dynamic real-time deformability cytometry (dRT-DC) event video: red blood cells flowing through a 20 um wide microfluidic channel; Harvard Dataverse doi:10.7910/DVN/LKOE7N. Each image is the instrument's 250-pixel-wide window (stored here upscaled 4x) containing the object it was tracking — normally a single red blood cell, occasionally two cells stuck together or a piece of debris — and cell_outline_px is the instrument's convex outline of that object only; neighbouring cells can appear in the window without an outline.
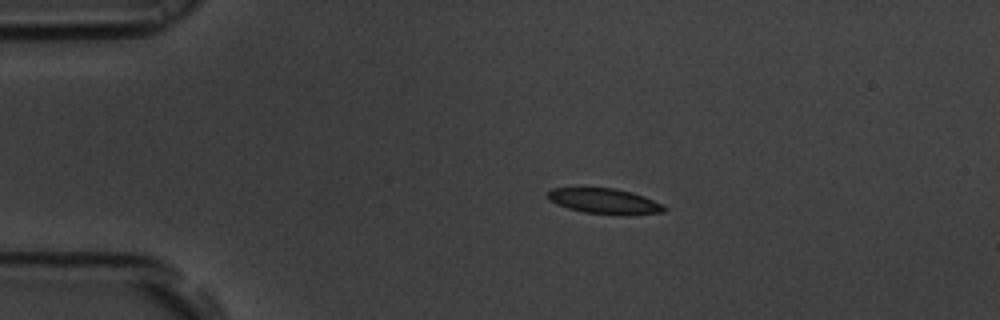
{"species": "common noctule bat (a hibernating species)", "species_latin": "Nyctalus noctula", "temperature_condition": "room temperature", "stored_images_in_passage": 45, "camera_frame_rate_fps": 3000, "um_per_image_px": 0.085, "animal": {"sex": "male", "body_mass_g": 19.5, "forearm_length_mm": 54.6}, "frame": {"image": 1, "passage_image": 1, "time_ms": 0.0, "image_size_px": [1000, 320], "cell_outline_px": [[668, 208], [664, 212], [628, 216], [616, 216], [584, 212], [568, 208], [556, 204], [548, 200], [548, 192], [552, 188], [616, 188], [632, 192], [644, 196], [664, 204]], "centroid_in_image_um": [51.45, 17.12], "position_along_channel_um": 33.5, "area_um2": 17.69}}
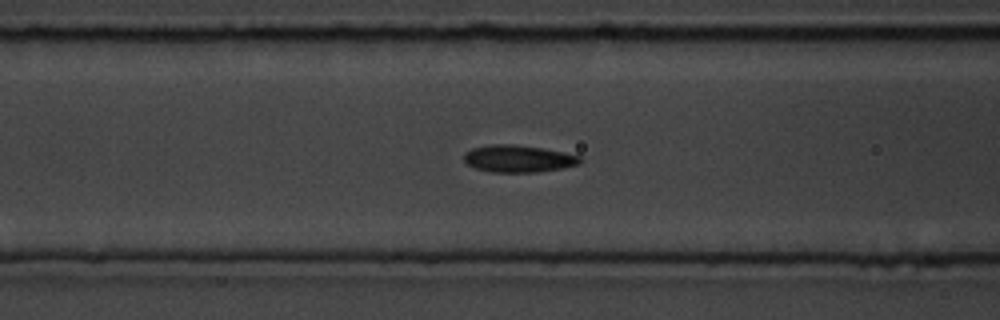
{"frame": {"image": 2, "passage_image": 12, "time_ms": 3.667, "image_size_px": [1000, 320], "cell_outline_px": [[584, 160], [580, 164], [540, 172], [492, 172], [476, 168], [468, 164], [464, 160], [464, 152], [472, 148], [492, 144], [512, 144], [540, 148], [564, 152], [580, 156]], "centroid_in_image_um": [44.07, 13.49], "position_along_channel_um": 122.5, "area_um2": 18.32}}
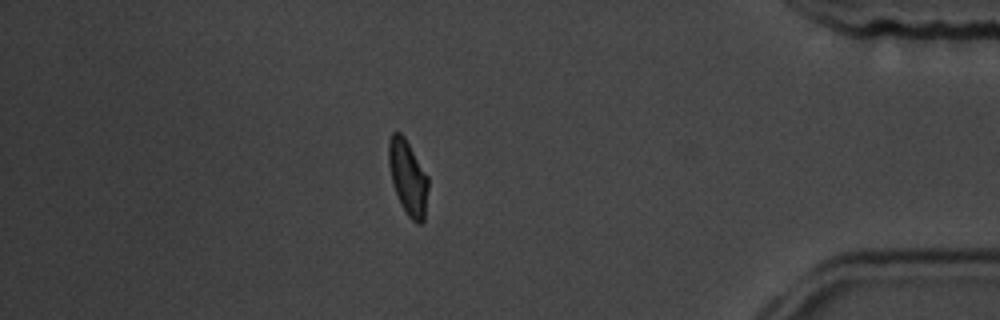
{"frame": {"image": 3, "passage_image": 38, "time_ms": 12.333, "image_size_px": [1000, 320], "cell_outline_px": [[428, 188], [424, 220], [420, 224], [416, 224], [408, 216], [392, 184], [388, 164], [388, 140], [392, 132], [400, 132], [404, 136], [428, 176]], "centroid_in_image_um": [34.66, 15.06], "position_along_channel_um": 400.5, "area_um2": 17.17}, "authors_computed_cell_mechanics": {"area_um2": 17.6868, "velocity_mm_per_s": 3.6591, "shape_relaxation_time_tau1_ms": 3.1256, "shape_relaxation_time_tau2_ms": 1.0166, "deformation_change_tau1": 0.1218, "deformation_change_tau2": 0.0645}}